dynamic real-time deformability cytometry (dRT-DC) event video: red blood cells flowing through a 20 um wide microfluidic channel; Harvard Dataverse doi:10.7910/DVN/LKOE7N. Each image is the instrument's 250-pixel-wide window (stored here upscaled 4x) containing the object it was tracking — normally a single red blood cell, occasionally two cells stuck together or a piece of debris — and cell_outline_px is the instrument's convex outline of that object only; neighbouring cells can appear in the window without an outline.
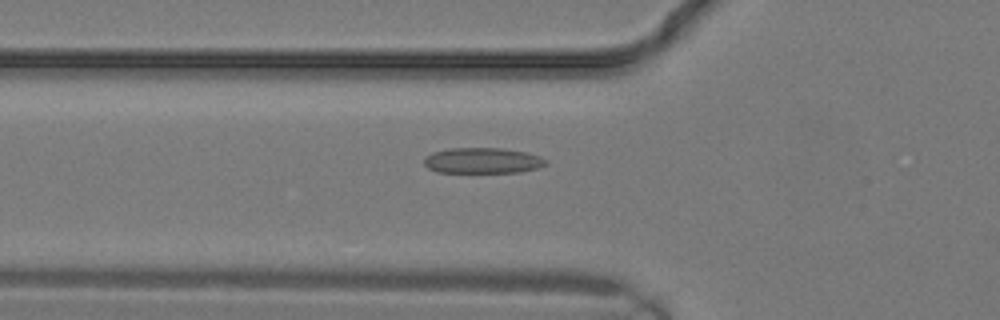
{"species": "common noctule bat (a hibernating species)", "species_latin": "Nyctalus noctula", "temperature_condition": "warm", "stored_images_in_passage": 4, "camera_frame_rate_fps": 3000, "um_per_image_px": 0.085, "animal": {"sex": "male", "body_mass_g": 19.2, "forearm_length_mm": 51.8}, "frame": {"image": 1, "passage_image": 2, "time_ms": 0.333, "image_size_px": [1000, 320], "cell_outline_px": [[548, 164], [536, 168], [520, 172], [436, 172], [428, 168], [424, 164], [424, 160], [432, 152], [448, 148], [500, 148], [524, 152], [540, 156], [548, 160]], "centroid_in_image_um": [41.02, 13.65], "position_along_channel_um": 84.8, "area_um2": 18.15}}
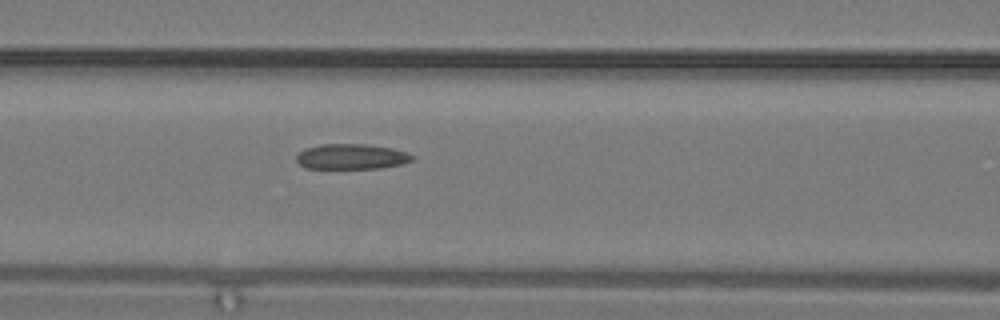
{"frame": {"image": 2, "passage_image": 4, "time_ms": 1.0, "image_size_px": [1000, 320], "cell_outline_px": [[416, 160], [400, 164], [380, 168], [304, 168], [296, 160], [296, 156], [304, 148], [324, 144], [364, 144], [392, 148], [408, 152], [416, 156]], "centroid_in_image_um": [29.92, 13.31], "position_along_channel_um": 136.7, "area_um2": 17.17}}